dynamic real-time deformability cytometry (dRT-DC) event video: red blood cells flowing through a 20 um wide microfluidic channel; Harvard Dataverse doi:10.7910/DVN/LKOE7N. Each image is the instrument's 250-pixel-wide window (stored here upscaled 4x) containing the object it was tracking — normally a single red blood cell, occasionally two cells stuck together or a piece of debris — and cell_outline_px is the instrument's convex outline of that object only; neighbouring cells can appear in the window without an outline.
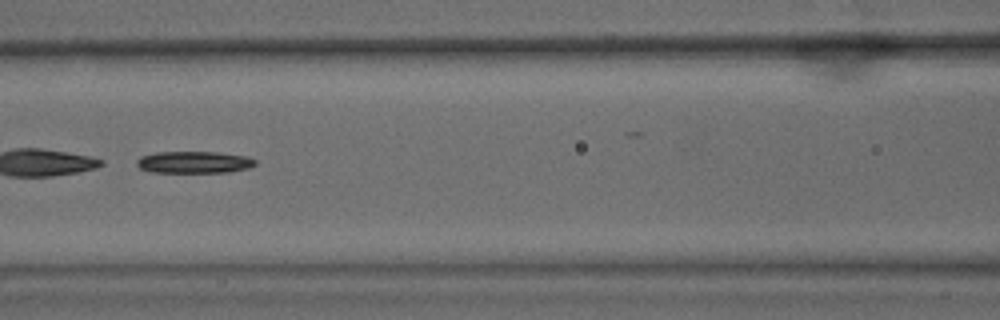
{"species": "common noctule bat (a hibernating species)", "species_latin": "Nyctalus noctula", "temperature_condition": "warm", "stored_images_in_passage": 42, "segment_of_instrument_passage": [2, 2], "camera_frame_rate_fps": 3000, "um_per_image_px": 0.085, "animal": {"sex": "male", "body_mass_g": 15.6}, "frame": {"image": 1, "passage_image": 14, "time_ms": 4.333, "image_size_px": [1000, 320], "cell_outline_px": [[256, 164], [248, 168], [228, 172], [152, 172], [140, 168], [136, 164], [136, 160], [140, 156], [156, 152], [216, 152], [244, 156], [256, 160]], "centroid_in_image_um": [16.46, 13.79], "position_along_channel_um": 150.1, "area_um2": 15.03}}